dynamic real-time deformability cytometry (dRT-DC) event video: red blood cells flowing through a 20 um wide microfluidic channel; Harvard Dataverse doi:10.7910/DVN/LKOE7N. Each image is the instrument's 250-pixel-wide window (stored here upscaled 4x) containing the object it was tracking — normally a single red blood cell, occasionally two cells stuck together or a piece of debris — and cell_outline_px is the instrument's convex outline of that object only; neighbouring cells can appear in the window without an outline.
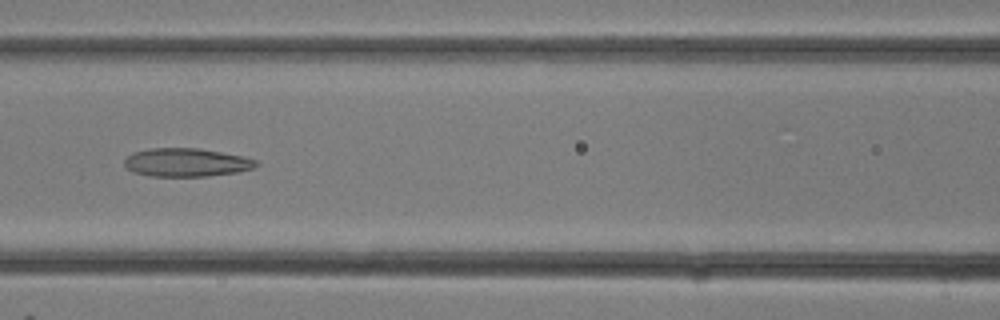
{"species": "common noctule bat (a hibernating species)", "species_latin": "Nyctalus noctula", "temperature_condition": "room temperature", "stored_images_in_passage": 16, "camera_frame_rate_fps": 3000, "um_per_image_px": 0.085, "animal": {"sex": "female"}, "frame": {"image": 1, "passage_image": 5, "time_ms": 1.333, "image_size_px": [1000, 320], "cell_outline_px": [[260, 164], [256, 168], [236, 172], [208, 176], [148, 176], [132, 172], [124, 164], [124, 160], [132, 152], [152, 148], [200, 148], [244, 156], [256, 160]], "centroid_in_image_um": [15.86, 13.8], "position_along_channel_um": 150.7, "area_um2": 21.96}}
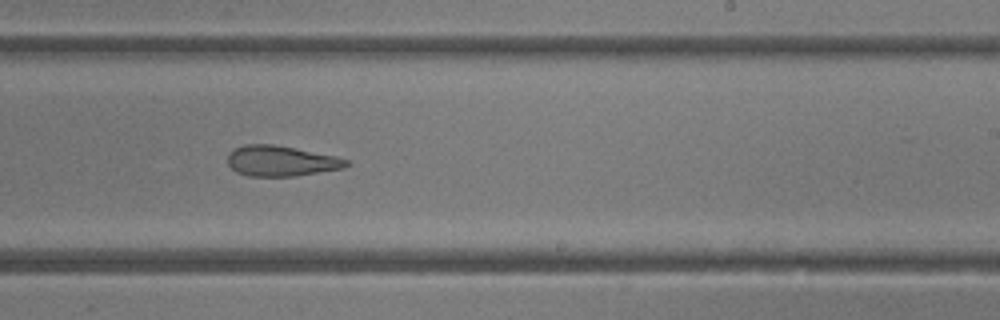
{"frame": {"image": 2, "passage_image": 10, "time_ms": 3.0, "image_size_px": [1000, 320], "cell_outline_px": [[352, 164], [344, 168], [292, 176], [248, 176], [236, 172], [228, 164], [228, 152], [232, 148], [244, 144], [272, 144], [336, 156], [348, 160]], "centroid_in_image_um": [23.86, 13.67], "position_along_channel_um": 265.1, "area_um2": 21.1}}
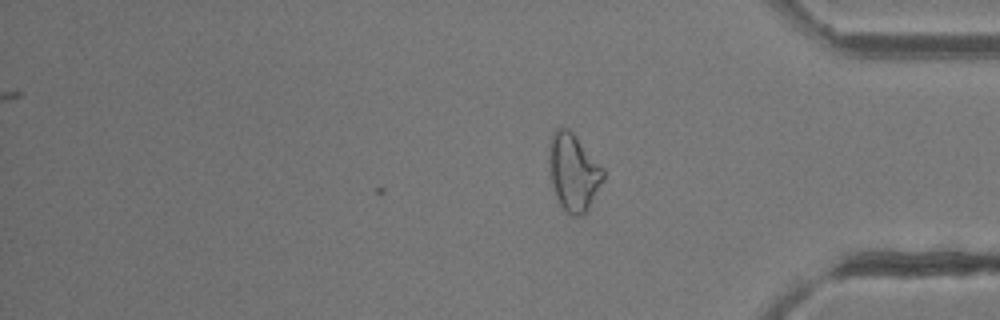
{"frame": {"image": 3, "passage_image": 16, "time_ms": 5.0, "image_size_px": [1000, 320], "cell_outline_px": [[604, 180], [584, 216], [572, 216], [560, 204], [556, 196], [552, 184], [548, 168], [548, 148], [552, 132], [556, 128], [568, 128], [572, 132], [604, 168]], "centroid_in_image_um": [48.73, 14.63], "position_along_channel_um": 386.5, "area_um2": 24.57}}